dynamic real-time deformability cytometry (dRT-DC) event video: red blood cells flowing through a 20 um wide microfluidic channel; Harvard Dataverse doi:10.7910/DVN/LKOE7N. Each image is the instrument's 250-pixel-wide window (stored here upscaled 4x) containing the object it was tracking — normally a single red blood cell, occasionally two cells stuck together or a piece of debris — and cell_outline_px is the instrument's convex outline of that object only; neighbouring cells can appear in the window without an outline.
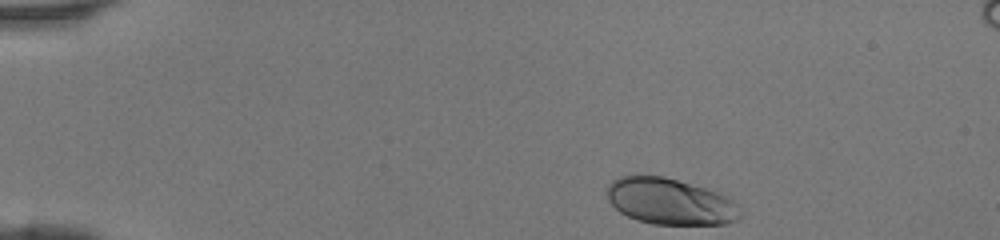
{"species": "human", "species_latin": "Homo sapiens", "temperature_condition": "room temperature", "stored_images_in_passage": 39, "camera_frame_rate_fps": 3000, "um_per_image_px": 0.085, "donor": {"sex": "female"}, "frame": {"image": 1, "passage_image": 1, "time_ms": 0.0, "image_size_px": [1000, 240], "cell_outline_px": [[740, 216], [736, 220], [728, 224], [652, 224], [636, 220], [620, 212], [608, 200], [608, 184], [612, 180], [620, 176], [664, 176], [704, 188], [716, 192], [732, 200], [740, 212]], "centroid_in_image_um": [56.93, 17.13], "position_along_channel_um": 28.1, "area_um2": 35.49}}
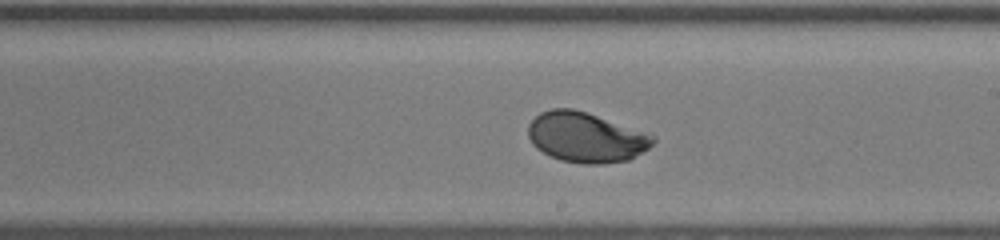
{"frame": {"image": 2, "passage_image": 21, "time_ms": 6.667, "image_size_px": [1000, 240], "cell_outline_px": [[656, 140], [648, 148], [628, 160], [600, 164], [584, 164], [560, 160], [536, 148], [532, 144], [528, 136], [528, 124], [540, 112], [552, 108], [572, 108], [656, 136]], "centroid_in_image_um": [49.77, 11.68], "position_along_channel_um": 239.2, "area_um2": 35.95}}
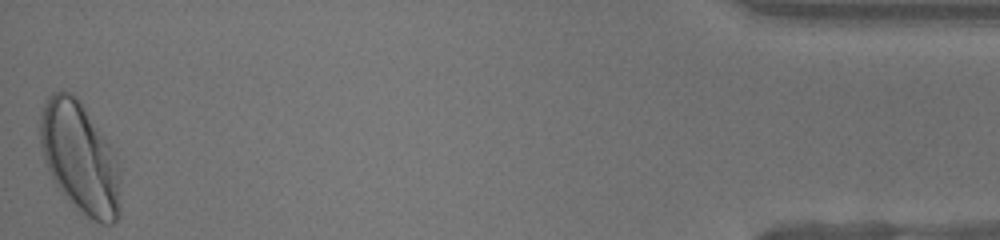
{"frame": {"image": 3, "passage_image": 39, "time_ms": 12.667, "image_size_px": [1000, 240], "cell_outline_px": [[120, 216], [112, 224], [100, 224], [88, 216], [72, 204], [60, 192], [52, 180], [44, 160], [40, 144], [40, 116], [44, 104], [48, 96], [52, 92], [68, 92], [76, 96], [108, 144], [120, 172]], "centroid_in_image_um": [6.77, 13.46], "position_along_channel_um": 428.4, "area_um2": 51.33}}